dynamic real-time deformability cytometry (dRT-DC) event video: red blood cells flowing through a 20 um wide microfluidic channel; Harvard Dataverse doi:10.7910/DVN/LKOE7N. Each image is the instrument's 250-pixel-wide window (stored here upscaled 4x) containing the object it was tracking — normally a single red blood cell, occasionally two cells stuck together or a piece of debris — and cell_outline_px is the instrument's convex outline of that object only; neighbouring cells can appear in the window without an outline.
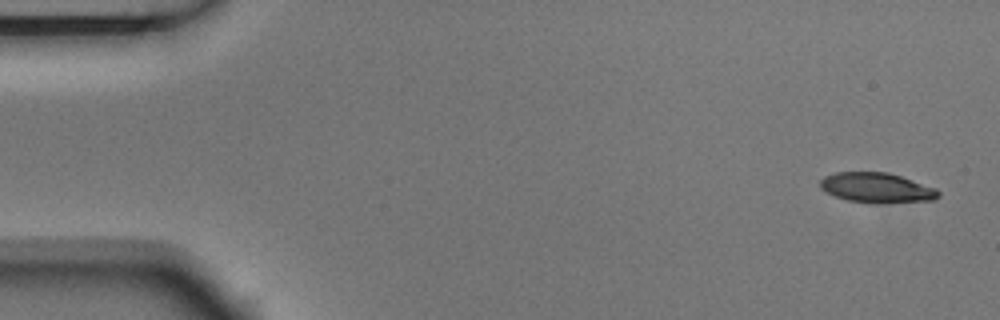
{"species": "Egyptian fruit bat (a non-hibernating species)", "species_latin": "Rousettus aegyptiacus", "temperature_condition": "room temperature", "stored_images_in_passage": 8, "camera_frame_rate_fps": 3000, "um_per_image_px": 0.085, "animal": {"sex": "male"}, "frame": {"image": 1, "passage_image": 1, "time_ms": 0.0, "image_size_px": [1000, 320], "cell_outline_px": [[940, 196], [936, 200], [848, 200], [836, 196], [820, 188], [820, 180], [824, 176], [836, 172], [888, 172], [936, 188], [940, 192]], "centroid_in_image_um": [74.5, 15.89], "position_along_channel_um": 10.5, "area_um2": 19.48}}
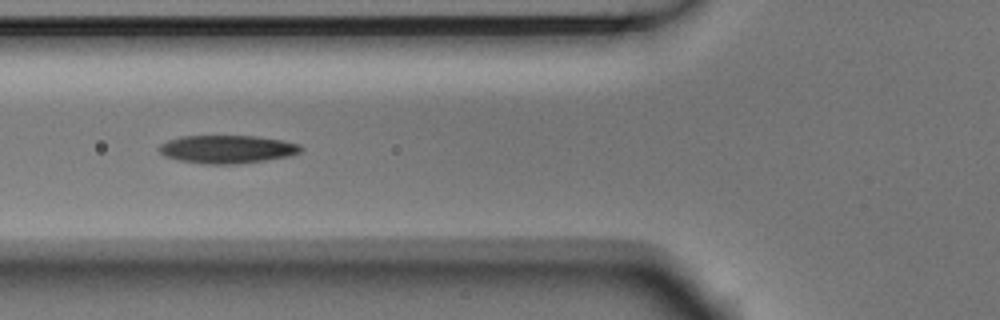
{"frame": {"image": 2, "passage_image": 6, "time_ms": 1.667, "image_size_px": [1000, 320], "cell_outline_px": [[304, 148], [300, 152], [288, 156], [264, 160], [232, 164], [204, 164], [180, 160], [168, 156], [160, 152], [156, 148], [160, 144], [168, 140], [180, 136], [256, 136], [280, 140], [300, 144]], "centroid_in_image_um": [19.3, 12.67], "position_along_channel_um": 106.5, "area_um2": 23.0}}
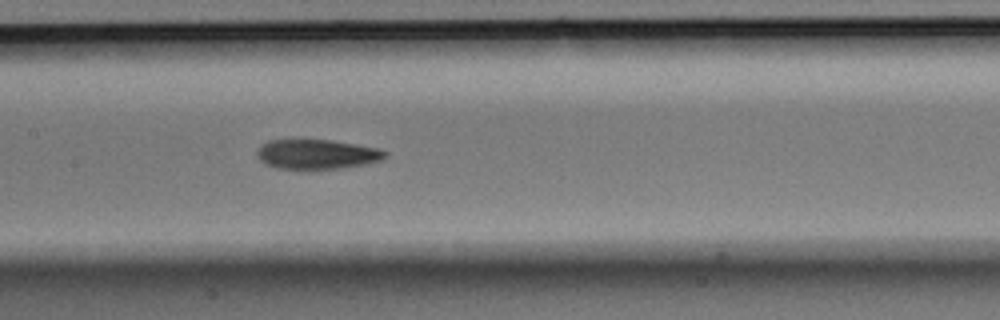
{"frame": {"image": 3, "passage_image": 8, "time_ms": 2.333, "image_size_px": [1000, 320], "cell_outline_px": [[388, 152], [380, 160], [364, 164], [340, 168], [276, 168], [260, 160], [256, 156], [256, 152], [260, 144], [268, 140], [292, 136], [296, 136], [332, 140], [380, 148]], "centroid_in_image_um": [26.84, 13.03], "position_along_channel_um": 180.6, "area_um2": 22.89}}